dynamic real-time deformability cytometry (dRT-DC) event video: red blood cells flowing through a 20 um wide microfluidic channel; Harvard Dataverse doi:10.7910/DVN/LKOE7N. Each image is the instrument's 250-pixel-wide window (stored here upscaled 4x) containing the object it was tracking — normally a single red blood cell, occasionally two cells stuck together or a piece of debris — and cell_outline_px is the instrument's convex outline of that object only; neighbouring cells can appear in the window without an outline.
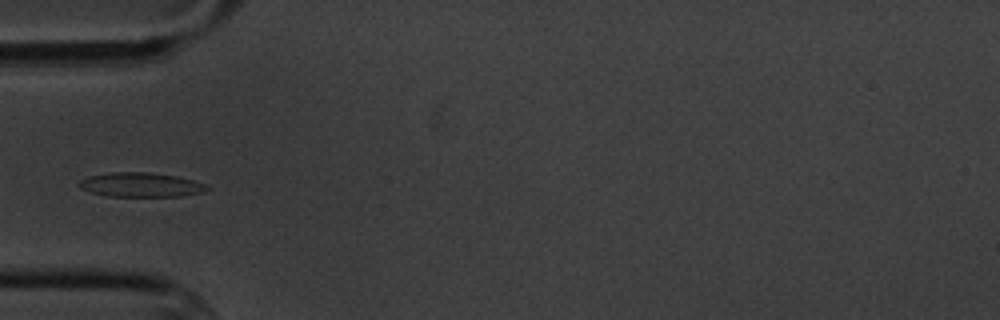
{"species": "common noctule bat (a hibernating species)", "species_latin": "Nyctalus noctula", "temperature_condition": "cold", "stored_images_in_passage": 15, "camera_frame_rate_fps": 3000, "um_per_image_px": 0.085, "animal": {"sex": "male", "body_mass_g": 20.1, "forearm_length_mm": 53.5}, "frame": {"image": 1, "passage_image": 5, "time_ms": 5.667, "image_size_px": [1000, 320], "cell_outline_px": [[208, 188], [204, 192], [180, 196], [108, 196], [92, 192], [80, 188], [76, 184], [80, 180], [88, 176], [108, 172], [148, 172], [176, 176], [192, 180], [204, 184]], "centroid_in_image_um": [11.91, 15.7], "position_along_channel_um": 73.1, "area_um2": 18.03}}
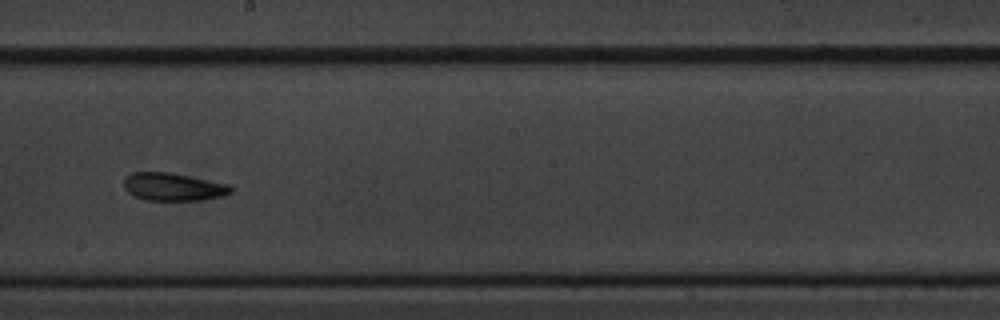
{"frame": {"image": 2, "passage_image": 9, "time_ms": 10.333, "image_size_px": [1000, 320], "cell_outline_px": [[236, 188], [232, 192], [224, 196], [204, 200], [144, 200], [128, 192], [124, 188], [124, 176], [132, 172], [168, 172], [232, 184]], "centroid_in_image_um": [14.79, 15.88], "position_along_channel_um": 233.4, "area_um2": 17.69}}
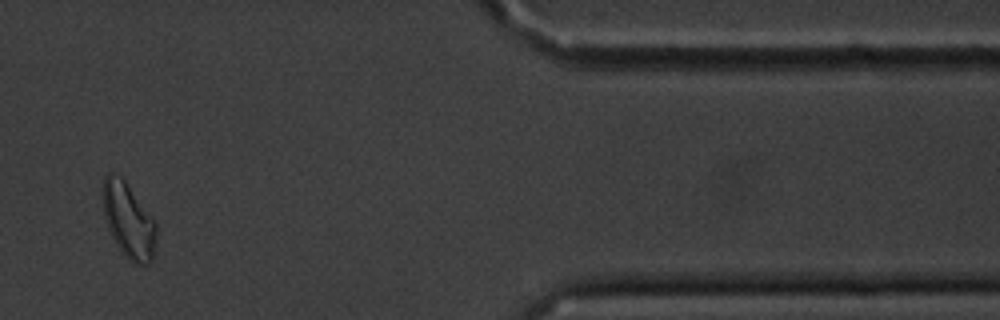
{"frame": {"image": 3, "passage_image": 14, "time_ms": 16.333, "image_size_px": [1000, 320], "cell_outline_px": [[156, 232], [152, 260], [148, 264], [132, 264], [124, 256], [116, 244], [108, 228], [104, 216], [104, 176], [108, 172], [112, 172], [120, 176], [124, 180], [156, 224]], "centroid_in_image_um": [10.91, 18.78], "position_along_channel_um": 400.5, "area_um2": 22.83}, "authors_computed_cell_mechanics": {"area_um2": 17.6868, "velocity_mm_per_s": 3.4369, "shape_relaxation_time_tau1_ms": 8.1725, "shape_relaxation_time_tau2_ms": 6.934, "deformation_change_tau1": 0.1469, "deformation_change_tau2": 0.1242}}